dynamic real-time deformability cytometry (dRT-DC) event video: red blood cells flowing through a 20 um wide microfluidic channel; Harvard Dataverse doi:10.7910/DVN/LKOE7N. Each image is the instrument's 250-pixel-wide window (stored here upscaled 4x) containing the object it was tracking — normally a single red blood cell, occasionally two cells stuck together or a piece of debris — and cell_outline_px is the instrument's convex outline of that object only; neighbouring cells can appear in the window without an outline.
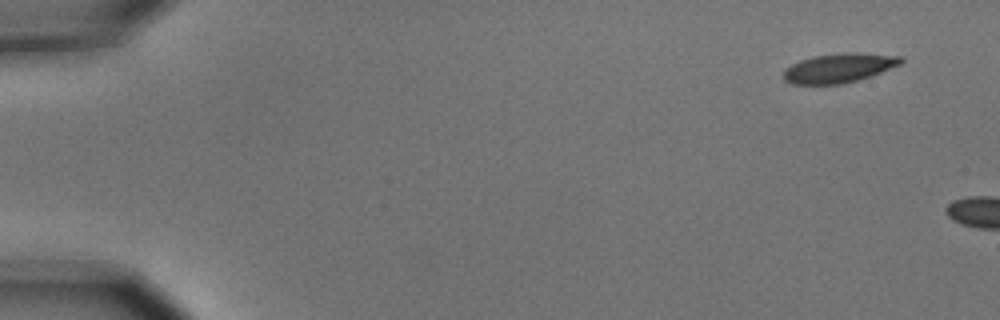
{"species": "common noctule bat (a hibernating species)", "species_latin": "Nyctalus noctula", "temperature_condition": "cold", "stored_images_in_passage": 2, "camera_frame_rate_fps": 3000, "um_per_image_px": 0.085, "animal": {"sex": "male", "body_mass_g": 15.6}, "frame": {"image": 1, "passage_image": 1, "time_ms": 0.0, "image_size_px": [1000, 320], "cell_outline_px": [[904, 60], [900, 64], [880, 72], [856, 80], [840, 84], [792, 84], [784, 80], [784, 68], [800, 60], [812, 56], [844, 52], [856, 52], [904, 56]], "centroid_in_image_um": [71.3, 5.76], "position_along_channel_um": 13.7, "area_um2": 20.0}}